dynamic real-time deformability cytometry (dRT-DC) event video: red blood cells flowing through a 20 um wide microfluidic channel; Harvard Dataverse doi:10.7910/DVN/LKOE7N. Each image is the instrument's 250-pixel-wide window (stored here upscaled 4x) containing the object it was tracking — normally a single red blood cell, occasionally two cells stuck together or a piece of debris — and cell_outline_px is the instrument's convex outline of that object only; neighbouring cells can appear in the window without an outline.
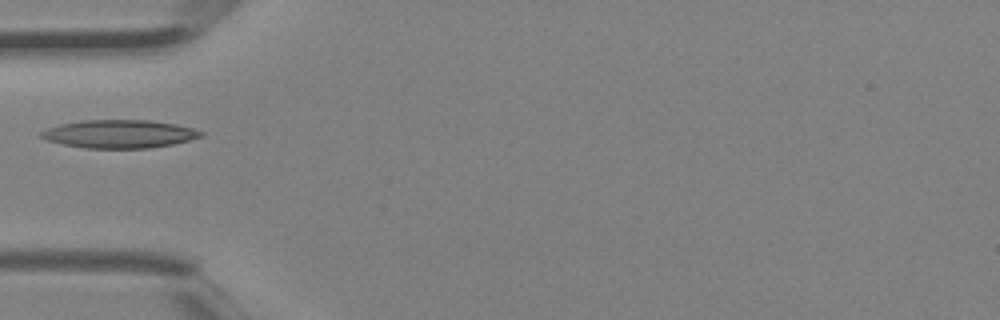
{"species": "Egyptian fruit bat (a non-hibernating species)", "species_latin": "Rousettus aegyptiacus", "temperature_condition": "room temperature", "stored_images_in_passage": 1, "camera_frame_rate_fps": 3000, "um_per_image_px": 0.085, "animal": {"sex": "female"}, "frame": {"image": 1, "passage_image": 1, "time_ms": 0.0, "image_size_px": [1000, 320], "cell_outline_px": [[204, 136], [172, 144], [148, 148], [88, 148], [64, 144], [48, 140], [40, 136], [40, 132], [48, 128], [60, 124], [84, 120], [148, 120], [176, 124], [192, 128], [204, 132]], "centroid_in_image_um": [10.17, 11.38], "position_along_channel_um": 74.8, "area_um2": 25.95}}